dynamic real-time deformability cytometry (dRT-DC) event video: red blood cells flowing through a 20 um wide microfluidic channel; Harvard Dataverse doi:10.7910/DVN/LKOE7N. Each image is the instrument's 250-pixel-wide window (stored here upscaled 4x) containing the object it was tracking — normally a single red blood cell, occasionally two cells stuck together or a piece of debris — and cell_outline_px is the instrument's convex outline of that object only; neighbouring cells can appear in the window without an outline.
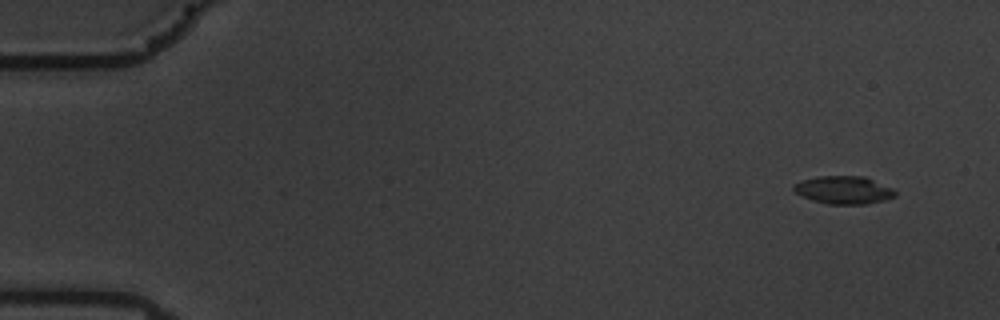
{"species": "common noctule bat (a hibernating species)", "species_latin": "Nyctalus noctula", "temperature_condition": "warm", "stored_images_in_passage": 56, "camera_frame_rate_fps": 3000, "um_per_image_px": 0.085, "animal": {"sex": "male", "body_mass_g": 19.5, "forearm_length_mm": 54.6}, "frame": {"image": 1, "passage_image": 1, "time_ms": 0.0, "image_size_px": [1000, 320], "cell_outline_px": [[896, 196], [884, 200], [868, 204], [828, 204], [812, 200], [796, 192], [792, 188], [792, 184], [816, 176], [864, 176], [892, 188], [896, 192]], "centroid_in_image_um": [71.72, 16.15], "position_along_channel_um": 13.3, "area_um2": 16.42}}
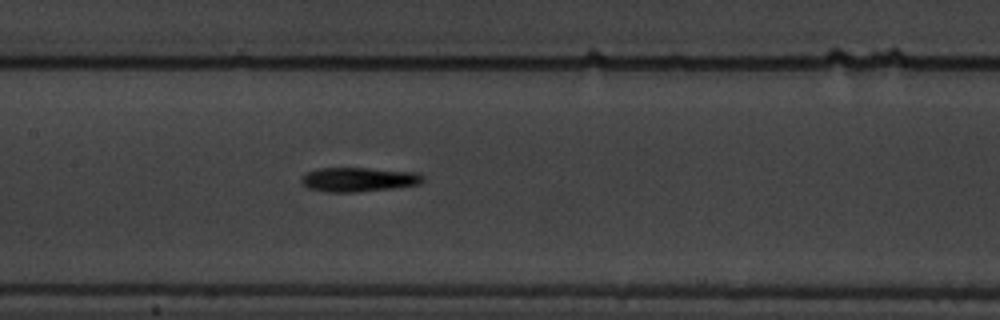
{"frame": {"image": 2, "passage_image": 26, "time_ms": 8.333, "image_size_px": [1000, 320], "cell_outline_px": [[424, 180], [420, 184], [392, 188], [356, 192], [328, 192], [308, 188], [300, 180], [300, 176], [304, 172], [316, 168], [368, 168], [420, 172], [424, 176]], "centroid_in_image_um": [30.47, 15.24], "position_along_channel_um": 176.9, "area_um2": 17.46}}
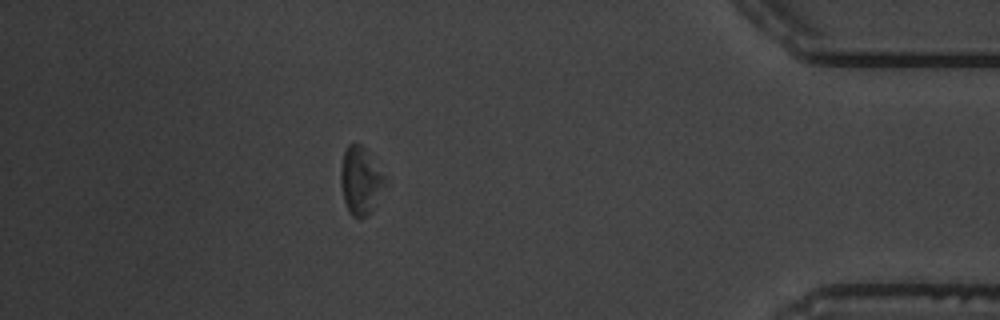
{"frame": {"image": 3, "passage_image": 49, "time_ms": 16.0, "image_size_px": [1000, 320], "cell_outline_px": [[388, 180], [372, 212], [364, 216], [352, 216], [348, 212], [344, 200], [340, 184], [340, 168], [344, 152], [348, 144], [360, 144], [364, 148]], "centroid_in_image_um": [30.64, 15.37], "position_along_channel_um": 404.6, "area_um2": 17.4}}